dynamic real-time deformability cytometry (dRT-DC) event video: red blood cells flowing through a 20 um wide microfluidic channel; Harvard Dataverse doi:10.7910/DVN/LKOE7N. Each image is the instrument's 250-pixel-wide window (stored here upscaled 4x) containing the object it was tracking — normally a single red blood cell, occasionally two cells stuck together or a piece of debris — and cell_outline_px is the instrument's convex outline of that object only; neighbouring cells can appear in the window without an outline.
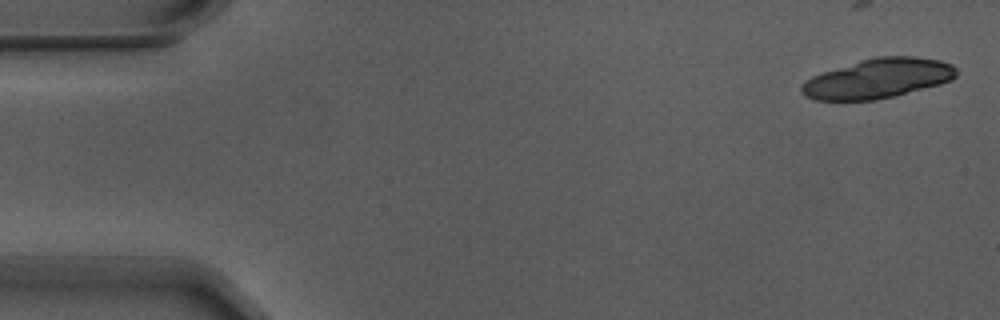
{"species": "Egyptian fruit bat (a non-hibernating species)", "species_latin": "Rousettus aegyptiacus", "temperature_condition": "warm", "stored_images_in_passage": 4, "camera_frame_rate_fps": 3000, "um_per_image_px": 0.085, "animal": {"sex": "male"}, "frame": {"image": 1, "passage_image": 1, "time_ms": 0.0, "image_size_px": [1000, 320], "cell_outline_px": [[956, 76], [952, 80], [940, 84], [876, 100], [816, 100], [808, 96], [800, 88], [812, 76], [860, 60], [876, 56], [912, 56], [940, 60], [952, 64], [956, 68]], "centroid_in_image_um": [74.68, 6.66], "position_along_channel_um": 10.3, "area_um2": 35.26}}